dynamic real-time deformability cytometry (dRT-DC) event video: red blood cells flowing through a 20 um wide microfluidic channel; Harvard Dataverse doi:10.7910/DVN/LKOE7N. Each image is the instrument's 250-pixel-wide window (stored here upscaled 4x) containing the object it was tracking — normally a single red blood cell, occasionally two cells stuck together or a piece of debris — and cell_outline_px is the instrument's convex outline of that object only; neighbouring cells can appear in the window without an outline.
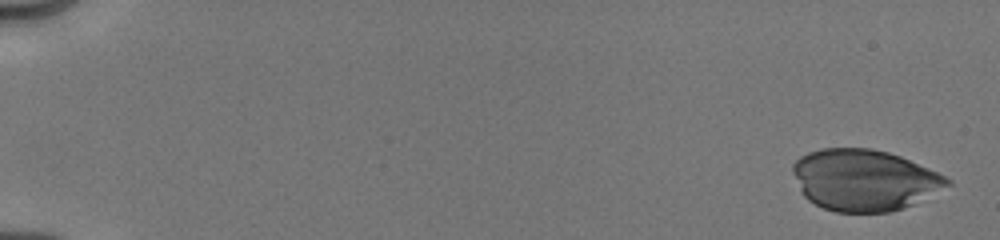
{"species": "human", "species_latin": "Homo sapiens", "temperature_condition": "cold", "stored_images_in_passage": 25, "camera_frame_rate_fps": 3000, "um_per_image_px": 0.085, "donor": {"sex": "male"}, "frame": {"image": 1, "passage_image": 1, "time_ms": 0.0, "image_size_px": [1000, 240], "cell_outline_px": [[952, 184], [904, 208], [892, 212], [836, 212], [824, 208], [808, 200], [804, 196], [792, 172], [792, 164], [800, 156], [808, 152], [824, 148], [872, 148], [888, 152], [900, 156], [928, 168], [952, 180]], "centroid_in_image_um": [73.44, 15.3], "position_along_channel_um": 11.6, "area_um2": 54.97}}
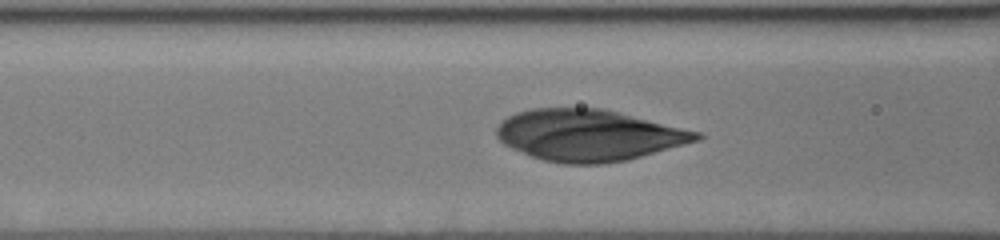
{"frame": {"image": 2, "passage_image": 14, "time_ms": 7.0, "image_size_px": [1000, 240], "cell_outline_px": [[704, 136], [700, 140], [628, 160], [604, 164], [564, 164], [544, 160], [532, 156], [512, 148], [504, 144], [496, 136], [496, 128], [500, 120], [516, 112], [532, 108], [600, 108], [704, 132]], "centroid_in_image_um": [50.06, 11.49], "position_along_channel_um": 116.5, "area_um2": 60.17}}
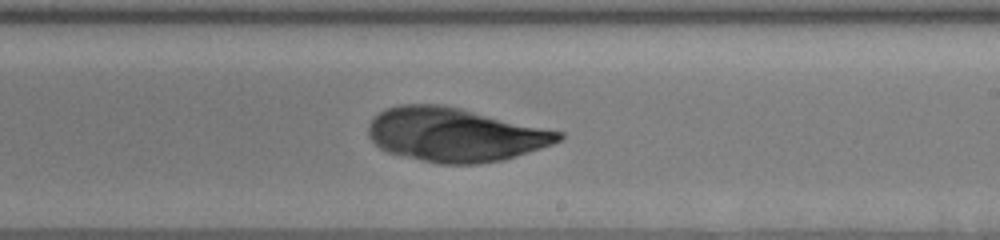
{"frame": {"image": 3, "passage_image": 25, "time_ms": 10.333, "image_size_px": [1000, 240], "cell_outline_px": [[564, 136], [560, 140], [552, 144], [504, 160], [476, 164], [440, 164], [420, 160], [388, 152], [380, 148], [368, 136], [368, 124], [372, 116], [388, 108], [400, 104], [444, 104], [564, 132]], "centroid_in_image_um": [38.66, 11.44], "position_along_channel_um": 250.3, "area_um2": 59.82}}